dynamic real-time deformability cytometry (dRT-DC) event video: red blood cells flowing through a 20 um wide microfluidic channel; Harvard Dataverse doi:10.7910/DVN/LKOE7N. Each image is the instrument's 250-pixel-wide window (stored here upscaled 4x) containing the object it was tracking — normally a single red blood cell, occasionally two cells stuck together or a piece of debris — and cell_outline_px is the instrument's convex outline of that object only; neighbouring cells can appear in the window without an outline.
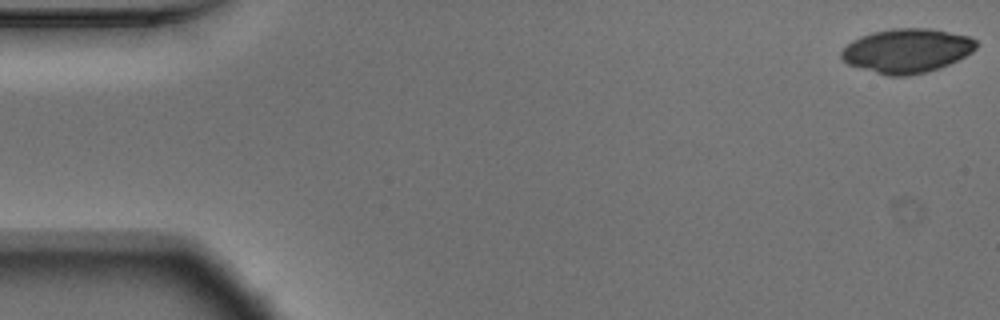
{"species": "Egyptian fruit bat (a non-hibernating species)", "species_latin": "Rousettus aegyptiacus", "temperature_condition": "warm", "stored_images_in_passage": 53, "camera_frame_rate_fps": 3000, "um_per_image_px": 0.085, "animal": {"sex": "male"}, "frame": {"image": 1, "passage_image": 1, "time_ms": 0.0, "image_size_px": [1000, 320], "cell_outline_px": [[976, 48], [972, 52], [940, 68], [908, 76], [888, 76], [848, 64], [840, 56], [840, 52], [852, 40], [860, 36], [872, 32], [892, 28], [932, 28], [968, 36], [976, 40]], "centroid_in_image_um": [77.07, 4.3], "position_along_channel_um": 7.9, "area_um2": 34.56}}